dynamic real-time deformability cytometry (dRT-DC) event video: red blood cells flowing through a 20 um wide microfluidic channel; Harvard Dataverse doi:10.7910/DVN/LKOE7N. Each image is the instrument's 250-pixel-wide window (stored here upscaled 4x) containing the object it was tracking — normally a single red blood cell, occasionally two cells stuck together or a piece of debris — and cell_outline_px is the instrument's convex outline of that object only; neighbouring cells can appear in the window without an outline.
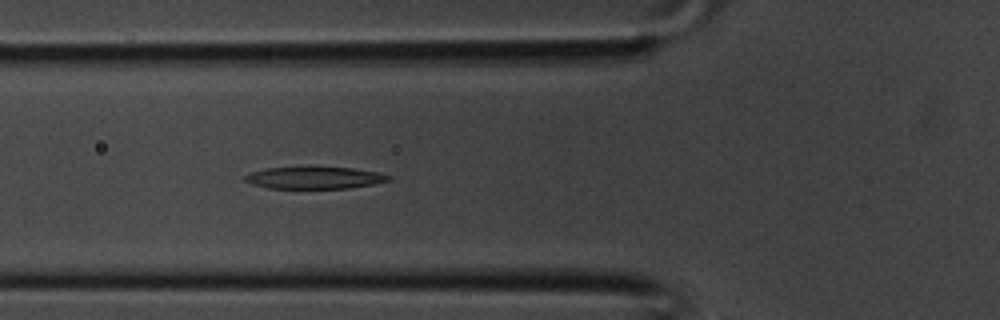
{"species": "common noctule bat (a hibernating species)", "species_latin": "Nyctalus noctula", "temperature_condition": "room temperature", "stored_images_in_passage": 27, "camera_frame_rate_fps": 3000, "um_per_image_px": 0.085, "animal": {"sex": "male", "body_mass_g": 20.1, "forearm_length_mm": 53.5}, "frame": {"image": 1, "passage_image": 7, "time_ms": 2.0, "image_size_px": [1000, 320], "cell_outline_px": [[392, 180], [372, 184], [348, 188], [268, 188], [252, 184], [244, 180], [244, 176], [248, 172], [268, 168], [316, 164], [352, 168], [376, 172], [392, 176]], "centroid_in_image_um": [26.7, 15.06], "position_along_channel_um": 99.1, "area_um2": 19.31}}
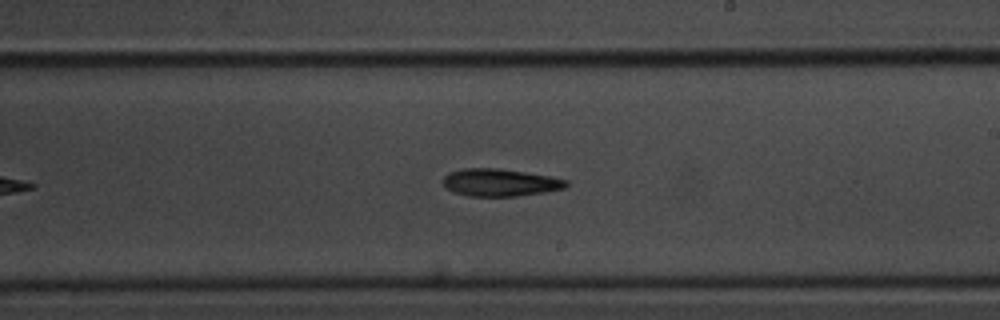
{"frame": {"image": 2, "passage_image": 15, "time_ms": 4.667, "image_size_px": [1000, 320], "cell_outline_px": [[568, 184], [564, 188], [544, 192], [516, 196], [468, 196], [452, 192], [444, 184], [444, 176], [448, 172], [464, 168], [500, 168], [548, 176], [568, 180]], "centroid_in_image_um": [42.48, 15.51], "position_along_channel_um": 246.5, "area_um2": 19.59}}
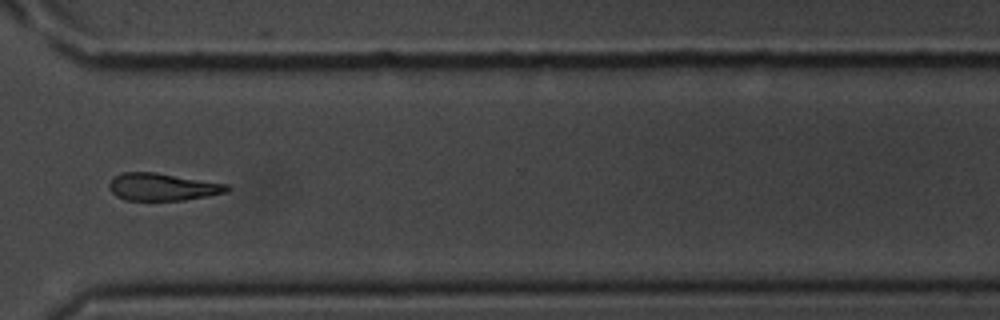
{"frame": {"image": 3, "passage_image": 21, "time_ms": 6.667, "image_size_px": [1000, 320], "cell_outline_px": [[232, 188], [228, 192], [208, 196], [184, 200], [124, 200], [116, 196], [108, 188], [108, 184], [120, 172], [156, 172], [228, 184]], "centroid_in_image_um": [13.83, 15.89], "position_along_channel_um": 356.8, "area_um2": 18.96}}